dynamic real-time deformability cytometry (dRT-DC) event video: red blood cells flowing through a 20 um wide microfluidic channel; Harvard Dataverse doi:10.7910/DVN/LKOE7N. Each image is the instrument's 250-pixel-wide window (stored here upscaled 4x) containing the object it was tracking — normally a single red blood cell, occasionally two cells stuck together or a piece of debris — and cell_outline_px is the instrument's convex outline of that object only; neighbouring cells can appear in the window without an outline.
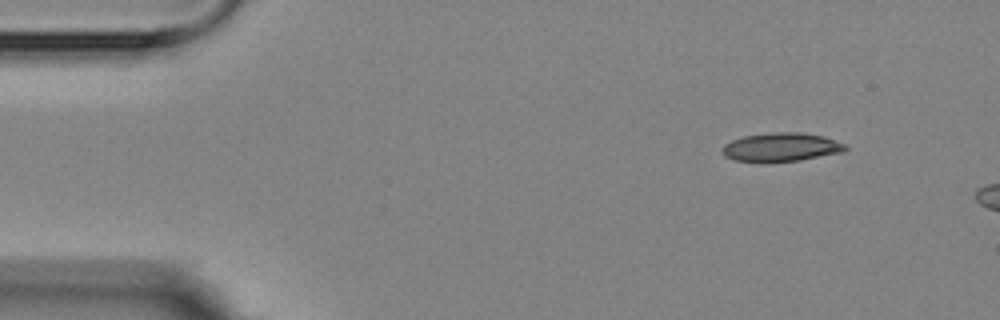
{"species": "Egyptian fruit bat (a non-hibernating species)", "species_latin": "Rousettus aegyptiacus", "temperature_condition": "room temperature", "stored_images_in_passage": 3, "camera_frame_rate_fps": 3000, "um_per_image_px": 0.085, "animal": {"sex": "female"}, "frame": {"image": 1, "passage_image": 1, "time_ms": 0.0, "image_size_px": [1000, 320], "cell_outline_px": [[848, 148], [844, 152], [800, 160], [760, 164], [736, 160], [724, 156], [720, 148], [724, 144], [732, 140], [744, 136], [772, 132], [800, 132], [824, 136], [844, 144]], "centroid_in_image_um": [66.36, 12.53], "position_along_channel_um": 18.6, "area_um2": 21.04}}